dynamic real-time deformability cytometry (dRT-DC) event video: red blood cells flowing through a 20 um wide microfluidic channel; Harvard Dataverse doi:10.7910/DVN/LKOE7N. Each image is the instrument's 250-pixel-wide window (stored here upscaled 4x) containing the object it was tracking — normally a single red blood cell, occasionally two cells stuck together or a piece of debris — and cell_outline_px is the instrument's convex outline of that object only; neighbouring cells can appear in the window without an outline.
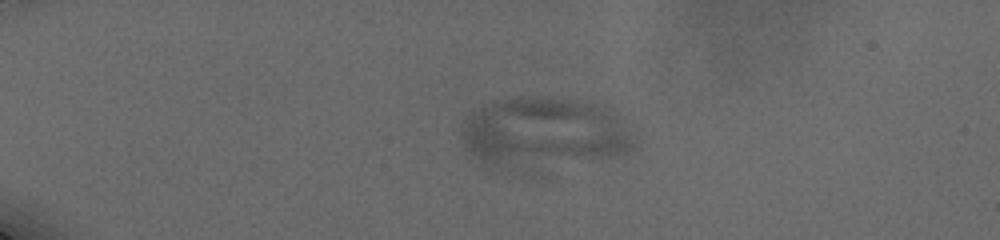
{"species": "human", "species_latin": "Homo sapiens", "temperature_condition": "cold", "stored_images_in_passage": 47, "camera_frame_rate_fps": 3000, "um_per_image_px": 0.085, "donor": {"sex": "male"}, "frame": {"image": 1, "passage_image": 11, "time_ms": 5.0, "image_size_px": [1000, 240], "cell_outline_px": [[632, 148], [628, 152], [608, 156], [492, 164], [484, 164], [472, 156], [468, 152], [460, 136], [460, 128], [468, 116], [472, 112], [480, 108], [504, 100], [520, 96], [536, 96], [572, 100], [612, 112], [624, 116], [632, 140]], "centroid_in_image_um": [46.17, 11.15], "position_along_channel_um": 38.8, "area_um2": 66.24}}